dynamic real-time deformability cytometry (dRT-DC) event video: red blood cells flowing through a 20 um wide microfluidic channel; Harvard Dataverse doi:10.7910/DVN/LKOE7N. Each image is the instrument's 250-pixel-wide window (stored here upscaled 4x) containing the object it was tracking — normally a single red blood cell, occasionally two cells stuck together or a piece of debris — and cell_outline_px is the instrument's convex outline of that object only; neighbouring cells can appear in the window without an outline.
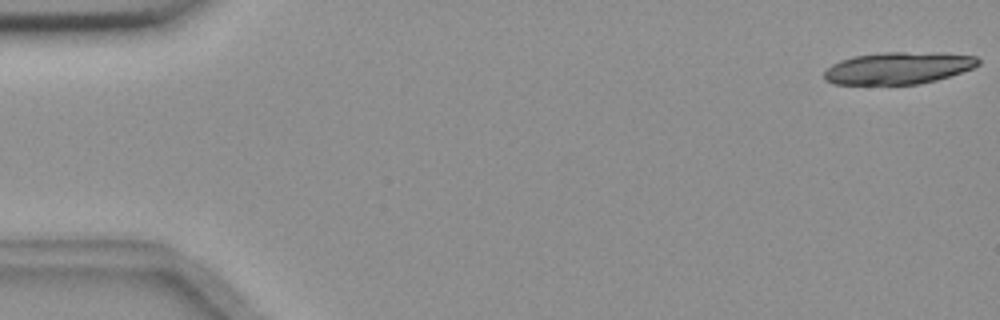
{"species": "common noctule bat (a hibernating species)", "species_latin": "Nyctalus noctula", "temperature_condition": "room temperature", "stored_images_in_passage": 19, "camera_frame_rate_fps": 3000, "um_per_image_px": 0.085, "animal": {"sex": "female", "body_mass_g": 18.4}, "frame": {"image": 1, "passage_image": 1, "time_ms": 0.0, "image_size_px": [1000, 320], "cell_outline_px": [[980, 64], [972, 68], [936, 80], [920, 84], [832, 84], [824, 80], [824, 72], [832, 64], [840, 60], [852, 56], [884, 52], [940, 52], [976, 56], [980, 60]], "centroid_in_image_um": [76.35, 5.77], "position_along_channel_um": 8.7, "area_um2": 28.9}}